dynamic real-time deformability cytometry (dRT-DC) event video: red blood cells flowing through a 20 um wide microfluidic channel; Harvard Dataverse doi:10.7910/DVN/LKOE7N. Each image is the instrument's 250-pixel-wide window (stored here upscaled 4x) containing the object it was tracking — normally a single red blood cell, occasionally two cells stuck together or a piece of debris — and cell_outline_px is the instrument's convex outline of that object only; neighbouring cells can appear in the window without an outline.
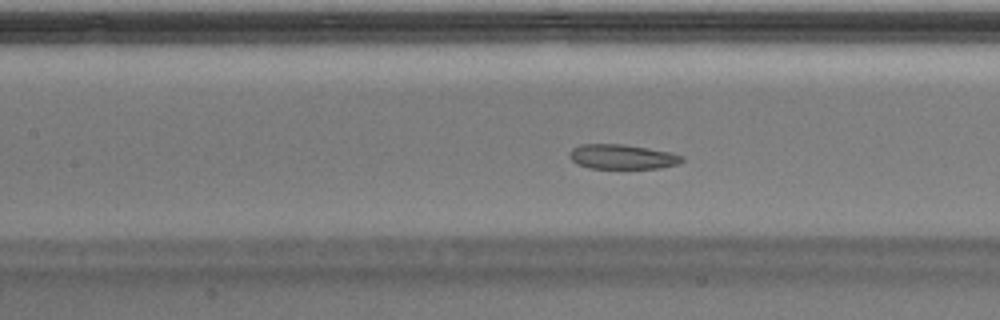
{"species": "Egyptian fruit bat (a non-hibernating species)", "species_latin": "Rousettus aegyptiacus", "temperature_condition": "warm", "stored_images_in_passage": 52, "camera_frame_rate_fps": 3000, "um_per_image_px": 0.085, "animal": {"sex": "male"}, "frame": {"image": 1, "passage_image": 23, "time_ms": 7.333, "image_size_px": [1000, 320], "cell_outline_px": [[684, 160], [676, 164], [660, 168], [588, 168], [576, 164], [568, 156], [568, 152], [572, 148], [580, 144], [624, 144], [672, 152], [684, 156]], "centroid_in_image_um": [52.86, 13.32], "position_along_channel_um": 154.5, "area_um2": 16.36}}
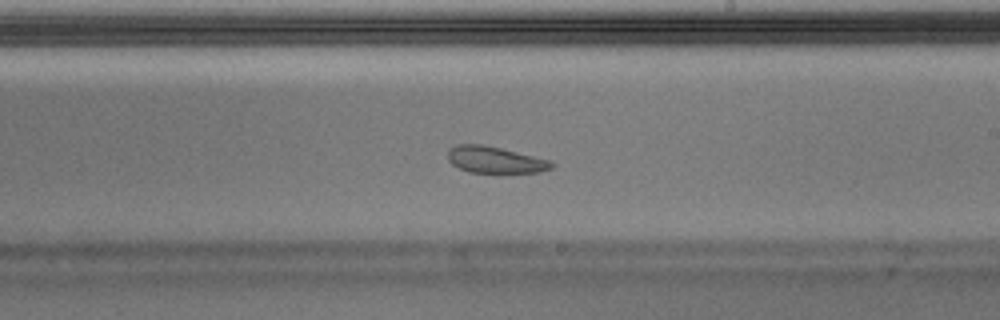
{"frame": {"image": 2, "passage_image": 30, "time_ms": 9.667, "image_size_px": [1000, 320], "cell_outline_px": [[556, 164], [552, 168], [540, 172], [500, 176], [468, 172], [452, 164], [448, 160], [448, 148], [456, 144], [480, 144], [500, 148], [552, 160]], "centroid_in_image_um": [42.13, 13.65], "position_along_channel_um": 246.9, "area_um2": 17.11}, "authors_computed_cell_mechanics": {"area_um2": 18.8717, "velocity_mm_per_s": 3.9652, "shape_relaxation_time_tau1_ms": null, "shape_relaxation_time_tau2_ms": 1.6998, "deformation_change_tau1": null, "deformation_change_tau2": 0.0772}}